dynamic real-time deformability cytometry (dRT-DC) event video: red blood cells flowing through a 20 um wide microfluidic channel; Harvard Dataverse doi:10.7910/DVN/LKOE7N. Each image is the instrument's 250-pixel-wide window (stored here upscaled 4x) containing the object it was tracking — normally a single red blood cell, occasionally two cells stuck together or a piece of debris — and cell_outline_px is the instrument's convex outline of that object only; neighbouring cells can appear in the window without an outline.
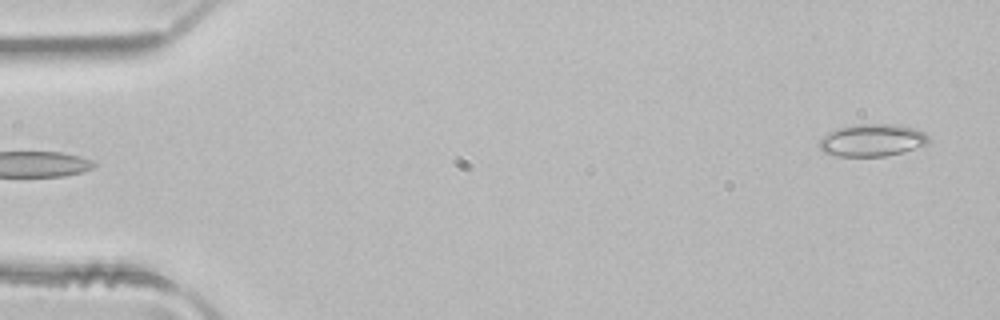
{"species": "common noctule bat (a hibernating species)", "species_latin": "Nyctalus noctula", "temperature_condition": "room temperature", "stored_images_in_passage": 3, "segment_of_instrument_passage": [2, 2], "camera_frame_rate_fps": 3000, "um_per_image_px": 0.085, "animal": {"sex": "male", "body_mass_g": 21.5, "forearm_length_mm": 52.0}, "frame": {"image": 1, "passage_image": 3, "time_ms": 0.667, "image_size_px": [1000, 320], "cell_outline_px": [[928, 144], [904, 152], [884, 156], [836, 156], [824, 152], [816, 144], [828, 132], [840, 128], [856, 124], [896, 124], [916, 128], [924, 132], [928, 136]], "centroid_in_image_um": [74.14, 11.92], "position_along_channel_um": 10.9, "area_um2": 20.69}}